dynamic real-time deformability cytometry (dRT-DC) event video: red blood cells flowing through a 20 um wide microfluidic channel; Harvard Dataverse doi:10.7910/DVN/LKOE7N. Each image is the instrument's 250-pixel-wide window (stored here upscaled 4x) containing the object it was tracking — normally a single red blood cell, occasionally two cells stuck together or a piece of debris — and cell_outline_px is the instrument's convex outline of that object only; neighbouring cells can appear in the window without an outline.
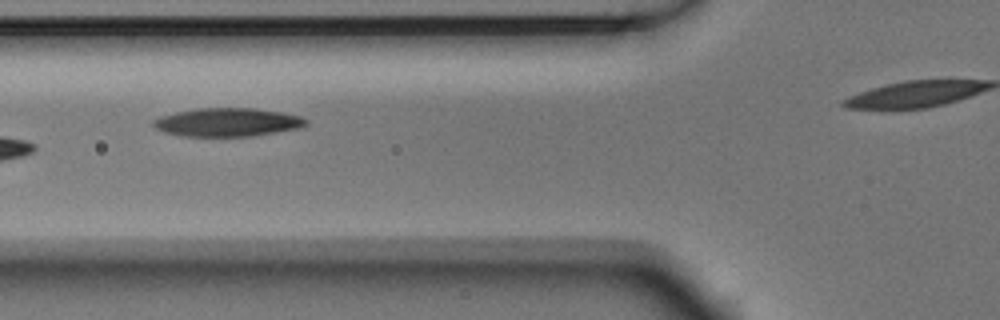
{"species": "Egyptian fruit bat (a non-hibernating species)", "species_latin": "Rousettus aegyptiacus", "temperature_condition": "room temperature", "stored_images_in_passage": 7, "camera_frame_rate_fps": 3000, "um_per_image_px": 0.085, "animal": {"sex": "male"}, "frame": {"image": 1, "passage_image": 5, "time_ms": 1.333, "image_size_px": [1000, 320], "cell_outline_px": [[308, 124], [300, 128], [252, 136], [184, 136], [164, 132], [156, 128], [152, 124], [152, 120], [160, 116], [176, 112], [196, 108], [256, 108], [280, 112], [300, 116], [308, 120]], "centroid_in_image_um": [19.33, 10.39], "position_along_channel_um": 106.5, "area_um2": 25.32}}
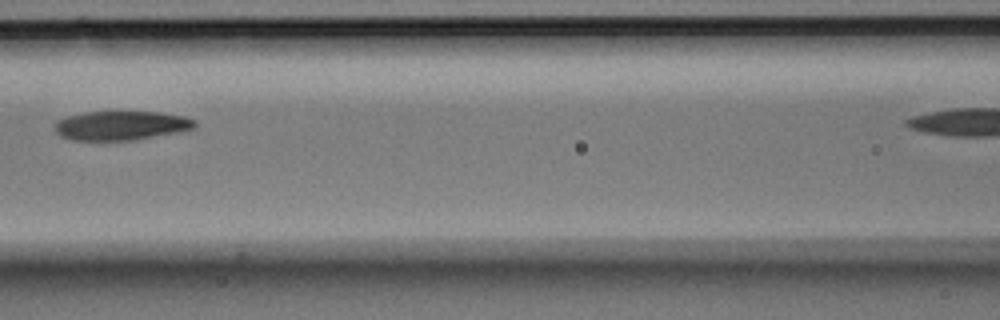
{"frame": {"image": 2, "passage_image": 6, "time_ms": 1.667, "image_size_px": [1000, 320], "cell_outline_px": [[196, 128], [176, 132], [132, 140], [72, 140], [60, 136], [52, 128], [56, 120], [68, 116], [84, 112], [160, 112], [184, 116], [196, 120]], "centroid_in_image_um": [10.25, 10.66], "position_along_channel_um": 156.3, "area_um2": 23.81}}
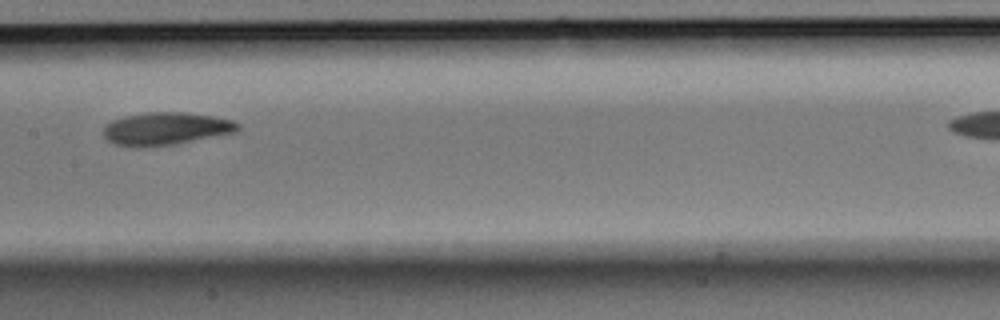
{"frame": {"image": 3, "passage_image": 7, "time_ms": 2.0, "image_size_px": [1000, 320], "cell_outline_px": [[240, 128], [236, 132], [176, 144], [144, 148], [132, 148], [112, 144], [104, 136], [104, 124], [112, 120], [124, 116], [148, 112], [184, 112], [212, 116], [232, 120], [240, 124]], "centroid_in_image_um": [14.05, 10.95], "position_along_channel_um": 193.3, "area_um2": 26.01}}